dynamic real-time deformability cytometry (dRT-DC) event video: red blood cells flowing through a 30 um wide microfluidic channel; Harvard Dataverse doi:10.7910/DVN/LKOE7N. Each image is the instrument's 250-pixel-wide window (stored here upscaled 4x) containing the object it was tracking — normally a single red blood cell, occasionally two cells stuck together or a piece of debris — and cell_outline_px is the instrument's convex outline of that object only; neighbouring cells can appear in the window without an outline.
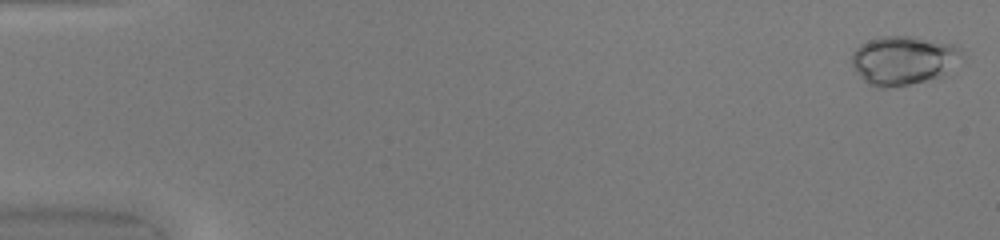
{"species": "common noctule bat (a hibernating species)", "species_latin": "Nyctalus noctula", "temperature_condition": "warm", "stored_images_in_passage": 49, "camera_frame_rate_fps": 3000, "um_per_image_px": 0.085, "animal": {"sex": "female", "body_mass_g": 20.0, "forearm_length_mm": 54.0}, "frame": {"image": 1, "passage_image": 1, "time_ms": 0.0, "image_size_px": [1000, 240], "cell_outline_px": [[964, 60], [940, 76], [908, 84], [888, 88], [880, 88], [868, 84], [860, 76], [852, 64], [852, 52], [860, 44], [868, 40], [880, 36], [912, 36], [952, 44], [960, 48], [964, 56]], "centroid_in_image_um": [76.8, 5.11], "position_along_channel_um": 8.2, "area_um2": 31.39}}
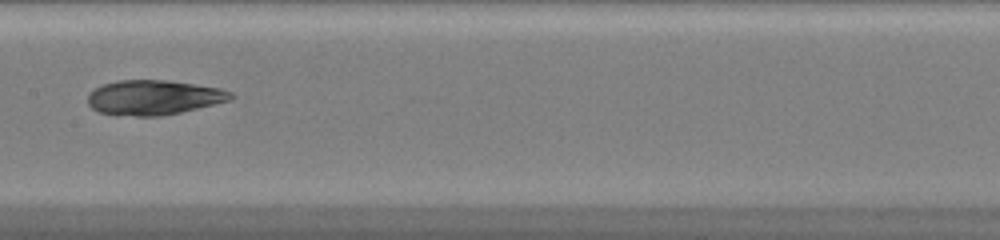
{"frame": {"image": 2, "passage_image": 26, "time_ms": 8.333, "image_size_px": [1000, 240], "cell_outline_px": [[236, 96], [232, 100], [180, 112], [160, 116], [136, 116], [96, 112], [88, 104], [88, 92], [104, 84], [120, 80], [168, 80], [220, 88], [232, 92]], "centroid_in_image_um": [13.08, 8.28], "position_along_channel_um": 194.3, "area_um2": 28.96}}
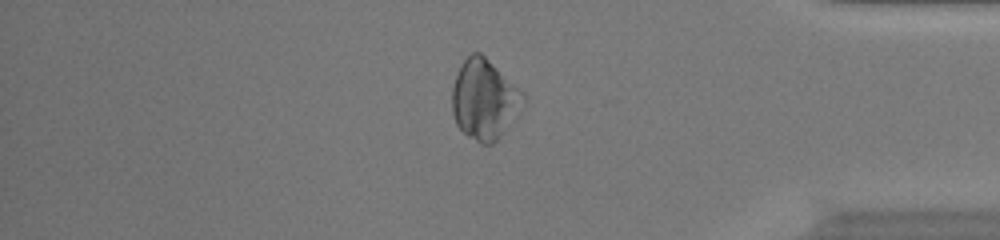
{"frame": {"image": 3, "passage_image": 42, "time_ms": 13.667, "image_size_px": [1000, 240], "cell_outline_px": [[524, 96], [508, 128], [492, 144], [480, 144], [468, 136], [456, 124], [452, 112], [452, 88], [460, 64], [472, 52], [480, 52], [524, 92]], "centroid_in_image_um": [41.13, 8.45], "position_along_channel_um": 394.1, "area_um2": 32.66}, "authors_computed_cell_mechanics": {"area_um2": 29.767, "velocity_mm_per_s": 4.1953, "shape_relaxation_time_tau1_ms": null, "shape_relaxation_time_tau2_ms": 1.7621, "deformation_change_tau1": null, "deformation_change_tau2": 0.0743}}